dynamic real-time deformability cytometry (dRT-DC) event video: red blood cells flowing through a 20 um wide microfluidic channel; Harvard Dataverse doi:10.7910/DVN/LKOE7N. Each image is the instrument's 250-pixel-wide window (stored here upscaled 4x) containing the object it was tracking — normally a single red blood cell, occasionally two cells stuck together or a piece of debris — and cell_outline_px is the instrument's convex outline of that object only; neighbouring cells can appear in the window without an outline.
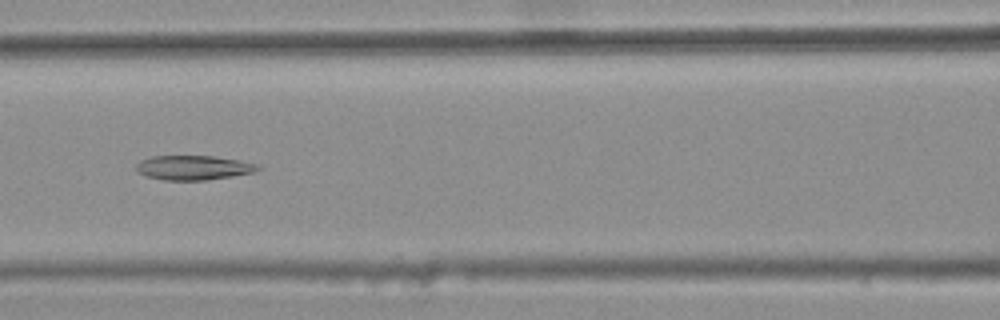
{"species": "common noctule bat (a hibernating species)", "species_latin": "Nyctalus noctula", "temperature_condition": "warm", "stored_images_in_passage": 6, "camera_frame_rate_fps": 3000, "um_per_image_px": 0.085, "animal": {"sex": "female", "body_mass_g": 25.1}, "frame": {"image": 1, "passage_image": 6, "time_ms": 1.667, "image_size_px": [1000, 320], "cell_outline_px": [[260, 168], [256, 172], [232, 176], [204, 180], [164, 180], [148, 176], [136, 172], [136, 164], [140, 160], [152, 156], [212, 156], [260, 164]], "centroid_in_image_um": [16.43, 14.25], "position_along_channel_um": 150.2, "area_um2": 17.28}}